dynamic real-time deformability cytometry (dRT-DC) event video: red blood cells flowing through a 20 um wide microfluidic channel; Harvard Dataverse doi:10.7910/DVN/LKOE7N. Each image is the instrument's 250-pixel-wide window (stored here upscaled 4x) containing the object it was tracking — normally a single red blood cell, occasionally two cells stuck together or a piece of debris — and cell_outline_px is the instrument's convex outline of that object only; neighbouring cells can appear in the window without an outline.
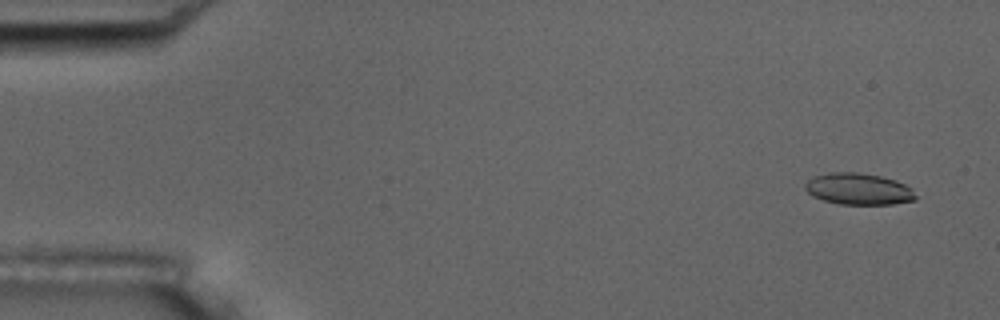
{"species": "common noctule bat (a hibernating species)", "species_latin": "Nyctalus noctula", "temperature_condition": "room temperature", "stored_images_in_passage": 7, "camera_frame_rate_fps": 3000, "um_per_image_px": 0.085, "animal": {"sex": "male", "body_mass_g": 17.5, "forearm_length_mm": 52.3}, "frame": {"image": 1, "passage_image": 2, "time_ms": 0.333, "image_size_px": [1000, 320], "cell_outline_px": [[916, 200], [892, 204], [836, 204], [812, 196], [804, 188], [804, 184], [808, 180], [816, 176], [828, 172], [856, 172], [880, 176], [896, 180], [912, 188], [916, 196]], "centroid_in_image_um": [72.97, 16.06], "position_along_channel_um": 12.0, "area_um2": 20.35}}